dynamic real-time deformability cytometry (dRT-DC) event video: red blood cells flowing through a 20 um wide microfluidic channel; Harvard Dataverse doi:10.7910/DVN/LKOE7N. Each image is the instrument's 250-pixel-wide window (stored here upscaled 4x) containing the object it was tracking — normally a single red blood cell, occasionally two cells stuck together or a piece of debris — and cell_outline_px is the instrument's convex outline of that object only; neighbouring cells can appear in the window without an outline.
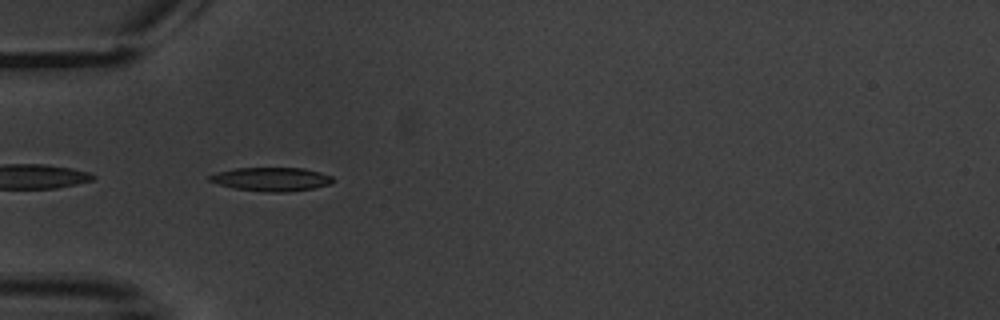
{"species": "common noctule bat (a hibernating species)", "species_latin": "Nyctalus noctula", "temperature_condition": "warm", "stored_images_in_passage": 3, "camera_frame_rate_fps": 3000, "um_per_image_px": 0.085, "animal": {"sex": "male", "body_mass_g": 20.1, "forearm_length_mm": 53.5}, "frame": {"image": 1, "passage_image": 3, "time_ms": 5.333, "image_size_px": [1000, 320], "cell_outline_px": [[336, 180], [332, 184], [312, 188], [288, 192], [264, 192], [232, 188], [208, 180], [208, 176], [216, 172], [236, 168], [304, 168], [320, 172], [332, 176]], "centroid_in_image_um": [23.09, 15.23], "position_along_channel_um": 61.9, "area_um2": 17.17}}